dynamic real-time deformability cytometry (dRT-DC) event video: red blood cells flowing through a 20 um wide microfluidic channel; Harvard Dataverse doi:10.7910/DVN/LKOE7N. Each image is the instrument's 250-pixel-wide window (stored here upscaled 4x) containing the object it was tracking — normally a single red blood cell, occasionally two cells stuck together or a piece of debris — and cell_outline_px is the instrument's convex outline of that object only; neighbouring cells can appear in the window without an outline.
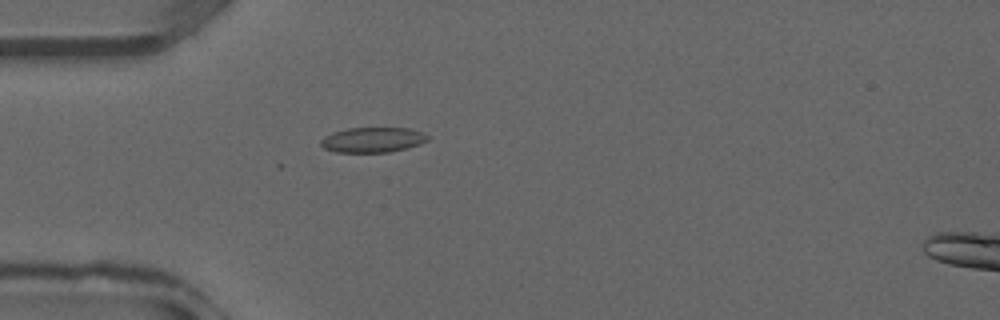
{"species": "common noctule bat (a hibernating species)", "species_latin": "Nyctalus noctula", "temperature_condition": "warm", "stored_images_in_passage": 28, "camera_frame_rate_fps": 3000, "um_per_image_px": 0.085, "animal": {"sex": "male", "forearm_length_mm": 52.5}, "frame": {"image": 1, "passage_image": 3, "time_ms": 0.667, "image_size_px": [1000, 320], "cell_outline_px": [[428, 140], [420, 144], [408, 148], [388, 152], [336, 152], [324, 148], [320, 144], [320, 140], [324, 136], [332, 132], [348, 128], [408, 128], [420, 132], [428, 136]], "centroid_in_image_um": [31.65, 11.89], "position_along_channel_um": 53.4, "area_um2": 15.61}}
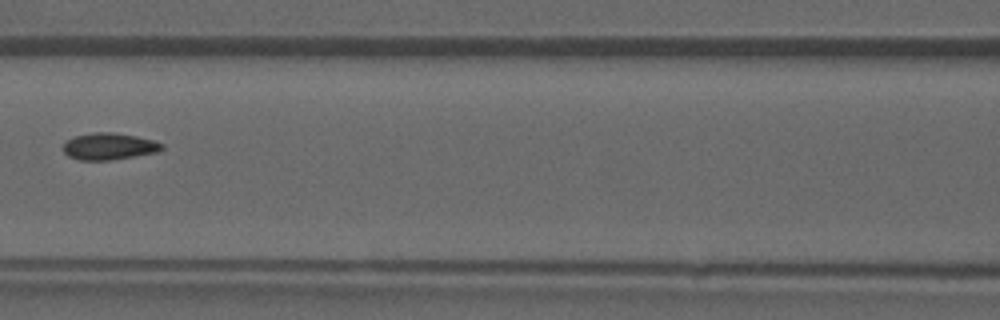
{"frame": {"image": 2, "passage_image": 9, "time_ms": 2.667, "image_size_px": [1000, 320], "cell_outline_px": [[164, 148], [160, 152], [112, 160], [80, 160], [68, 156], [64, 152], [64, 144], [68, 140], [76, 136], [92, 132], [112, 132], [136, 136], [156, 140], [164, 144]], "centroid_in_image_um": [9.34, 12.44], "position_along_channel_um": 157.3, "area_um2": 15.55}}
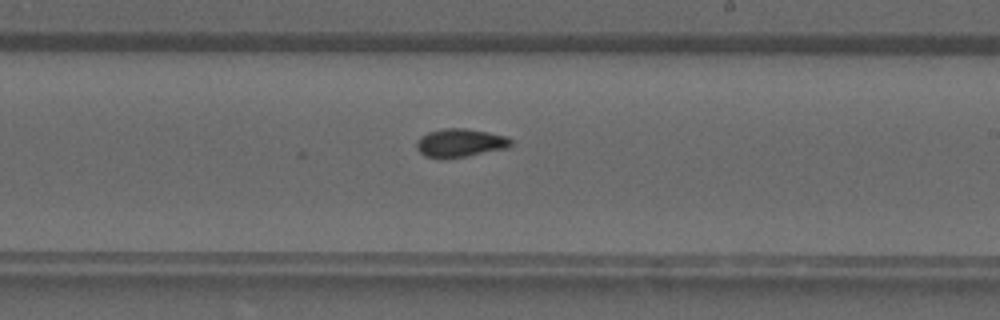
{"frame": {"image": 3, "passage_image": 14, "time_ms": 4.333, "image_size_px": [1000, 320], "cell_outline_px": [[512, 144], [508, 148], [464, 156], [424, 156], [416, 148], [416, 140], [420, 136], [428, 132], [444, 128], [464, 128], [488, 132], [508, 136], [512, 140]], "centroid_in_image_um": [39.13, 12.1], "position_along_channel_um": 249.9, "area_um2": 15.26}}